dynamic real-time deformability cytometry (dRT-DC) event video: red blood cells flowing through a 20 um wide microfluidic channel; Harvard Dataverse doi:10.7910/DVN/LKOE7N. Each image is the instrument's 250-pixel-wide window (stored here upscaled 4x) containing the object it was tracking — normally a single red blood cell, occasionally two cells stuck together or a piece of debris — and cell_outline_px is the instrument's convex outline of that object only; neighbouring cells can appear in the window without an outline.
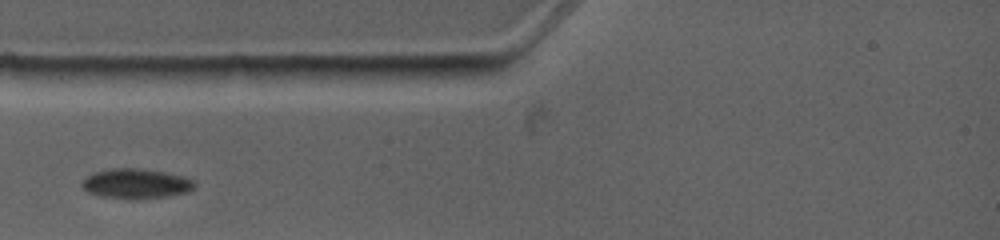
{"species": "common noctule bat (a hibernating species)", "species_latin": "Nyctalus noctula", "temperature_condition": "warm", "stored_images_in_passage": 5, "camera_frame_rate_fps": 4500, "um_per_image_px": 0.085, "animal": {"sex": "female", "body_mass_g": 19.0, "forearm_length_mm": 53.3}, "frame": {"image": 1, "passage_image": 3, "time_ms": 2.0, "image_size_px": [1000, 240], "cell_outline_px": [[196, 184], [188, 192], [168, 196], [136, 200], [100, 196], [88, 192], [80, 184], [80, 180], [84, 176], [92, 172], [112, 168], [140, 168], [164, 172], [184, 176], [196, 180]], "centroid_in_image_um": [11.53, 15.61], "position_along_channel_um": 73.5, "area_um2": 20.06}}
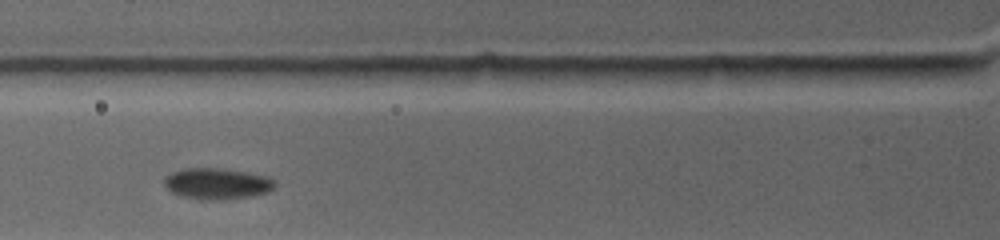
{"frame": {"image": 2, "passage_image": 4, "time_ms": 2.889, "image_size_px": [1000, 240], "cell_outline_px": [[276, 184], [268, 192], [252, 196], [212, 200], [200, 200], [184, 196], [172, 192], [164, 184], [164, 176], [180, 168], [220, 168], [248, 172], [268, 176], [276, 180]], "centroid_in_image_um": [18.46, 15.59], "position_along_channel_um": 107.3, "area_um2": 20.17}}
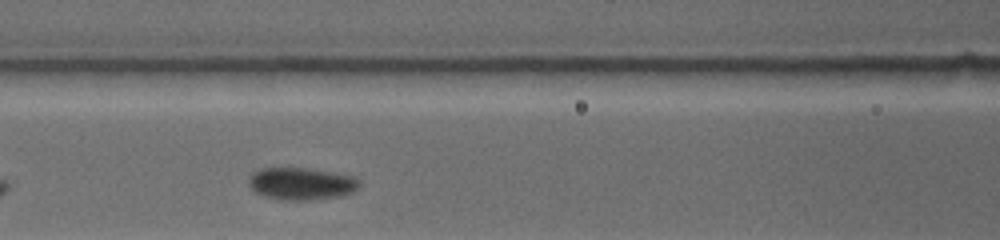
{"frame": {"image": 3, "passage_image": 5, "time_ms": 3.778, "image_size_px": [1000, 240], "cell_outline_px": [[360, 184], [352, 192], [340, 196], [312, 200], [280, 200], [264, 196], [256, 192], [248, 184], [248, 180], [252, 172], [260, 168], [308, 168], [332, 172], [352, 176], [360, 180]], "centroid_in_image_um": [25.59, 15.61], "position_along_channel_um": 141.0, "area_um2": 20.87}}